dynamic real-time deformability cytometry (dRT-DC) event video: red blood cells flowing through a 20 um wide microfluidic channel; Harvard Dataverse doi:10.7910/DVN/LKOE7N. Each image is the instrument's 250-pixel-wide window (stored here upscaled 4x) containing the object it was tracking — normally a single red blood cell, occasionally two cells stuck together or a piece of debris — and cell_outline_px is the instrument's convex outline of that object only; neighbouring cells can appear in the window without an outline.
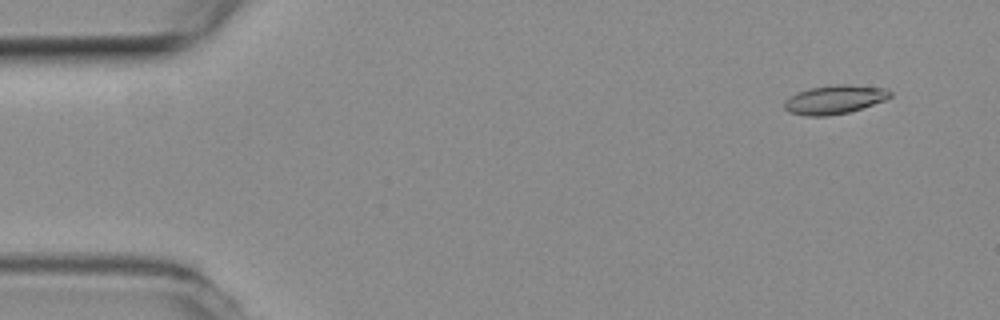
{"species": "common noctule bat (a hibernating species)", "species_latin": "Nyctalus noctula", "temperature_condition": "room temperature", "stored_images_in_passage": 52, "camera_frame_rate_fps": 3000, "um_per_image_px": 0.085, "animal": {"sex": "female", "body_mass_g": 19.3, "forearm_length_mm": 54.1}, "frame": {"image": 1, "passage_image": 2, "time_ms": 0.333, "image_size_px": [1000, 320], "cell_outline_px": [[892, 96], [884, 100], [848, 112], [828, 116], [808, 116], [788, 112], [784, 108], [784, 100], [796, 92], [808, 88], [840, 84], [848, 84], [888, 88], [892, 92]], "centroid_in_image_um": [70.92, 8.45], "position_along_channel_um": 14.1, "area_um2": 17.8}}
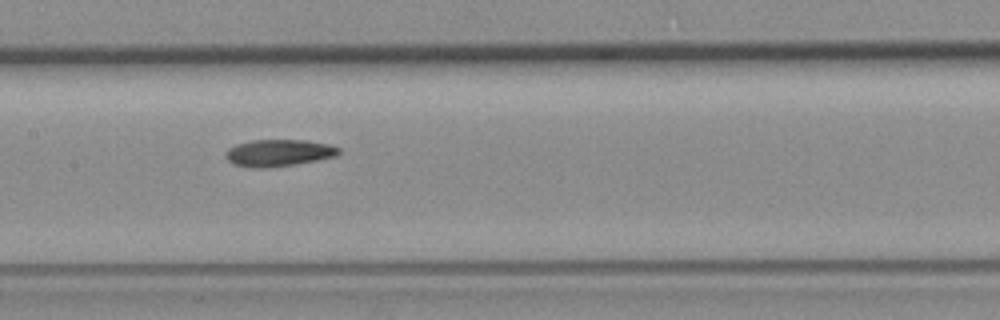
{"frame": {"image": 2, "passage_image": 24, "time_ms": 7.667, "image_size_px": [1000, 320], "cell_outline_px": [[340, 152], [336, 156], [296, 164], [264, 168], [248, 168], [232, 164], [224, 156], [224, 152], [228, 148], [236, 144], [252, 140], [304, 140], [328, 144], [340, 148]], "centroid_in_image_um": [23.63, 13.0], "position_along_channel_um": 183.8, "area_um2": 17.86}}
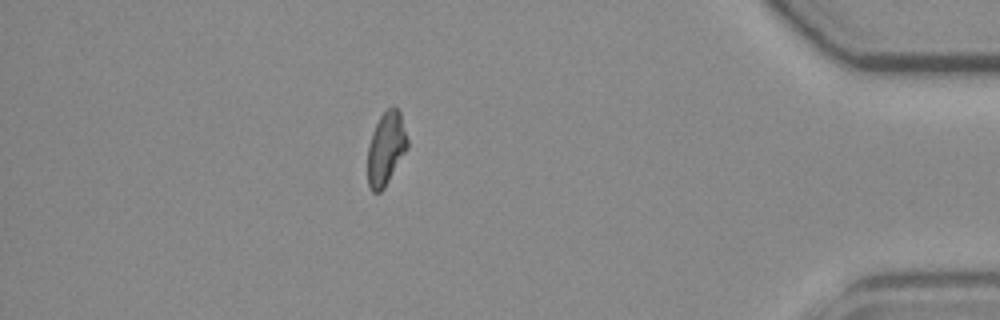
{"frame": {"image": 3, "passage_image": 45, "time_ms": 14.667, "image_size_px": [1000, 320], "cell_outline_px": [[408, 148], [384, 188], [380, 192], [372, 192], [368, 184], [368, 144], [372, 132], [380, 116], [392, 104], [400, 112], [408, 140]], "centroid_in_image_um": [32.81, 12.61], "position_along_channel_um": 402.4, "area_um2": 16.94}, "authors_computed_cell_mechanics": {"area_um2": 17.3978, "velocity_mm_per_s": 3.8079, "shape_relaxation_time_tau1_ms": 11.2246, "shape_relaxation_time_tau2_ms": 10.5479, "deformation_change_tau1": 0.2049, "deformation_change_tau2": 0.2171}}